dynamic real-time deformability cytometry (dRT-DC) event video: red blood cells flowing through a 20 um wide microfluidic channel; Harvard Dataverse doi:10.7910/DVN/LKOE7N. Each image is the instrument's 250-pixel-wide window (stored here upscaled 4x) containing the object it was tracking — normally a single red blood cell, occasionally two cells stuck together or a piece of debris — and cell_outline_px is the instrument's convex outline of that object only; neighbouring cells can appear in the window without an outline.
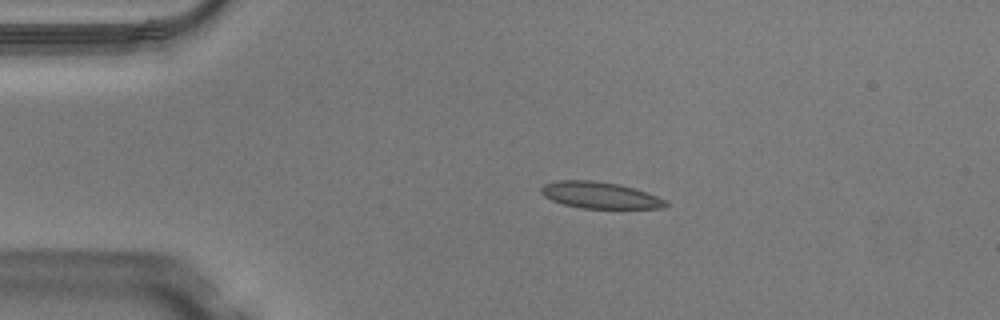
{"species": "Egyptian fruit bat (a non-hibernating species)", "species_latin": "Rousettus aegyptiacus", "temperature_condition": "warm", "stored_images_in_passage": 48, "camera_frame_rate_fps": 3000, "um_per_image_px": 0.085, "animal": {"sex": "male"}, "frame": {"image": 1, "passage_image": 9, "time_ms": 2.667, "image_size_px": [1000, 320], "cell_outline_px": [[668, 204], [664, 208], [580, 208], [564, 204], [552, 200], [544, 196], [540, 192], [540, 188], [544, 184], [556, 180], [592, 180], [620, 184], [668, 200]], "centroid_in_image_um": [50.97, 16.59], "position_along_channel_um": 34.0, "area_um2": 19.19}}
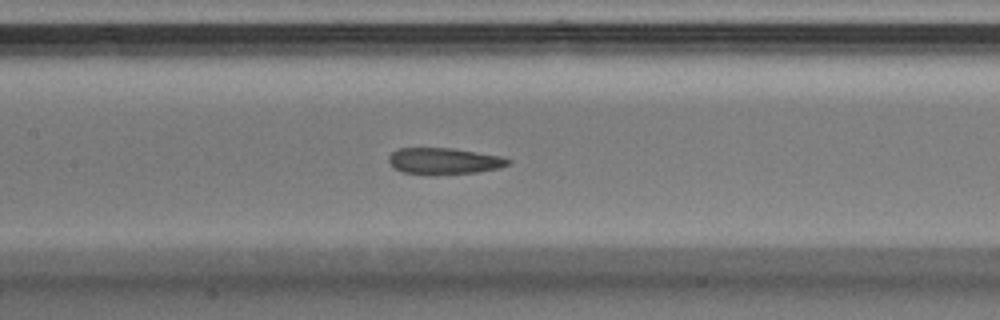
{"frame": {"image": 2, "passage_image": 22, "time_ms": 7.0, "image_size_px": [1000, 320], "cell_outline_px": [[512, 160], [508, 164], [500, 168], [476, 172], [436, 176], [428, 176], [404, 172], [396, 168], [388, 160], [388, 156], [396, 148], [452, 148], [504, 156]], "centroid_in_image_um": [37.76, 13.7], "position_along_channel_um": 169.6, "area_um2": 18.79}}
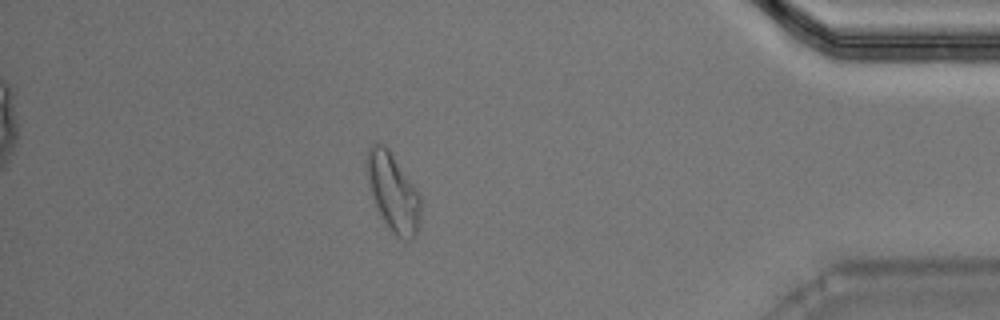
{"frame": {"image": 3, "passage_image": 42, "time_ms": 13.667, "image_size_px": [1000, 320], "cell_outline_px": [[420, 208], [416, 232], [412, 240], [404, 240], [396, 236], [392, 232], [384, 220], [376, 204], [368, 184], [364, 164], [364, 160], [368, 148], [372, 144], [384, 144], [388, 148], [420, 196]], "centroid_in_image_um": [33.36, 16.3], "position_along_channel_um": 401.8, "area_um2": 23.99}, "authors_computed_cell_mechanics": {"area_um2": 19.4786, "velocity_mm_per_s": 4.09, "shape_relaxation_time_tau1_ms": null, "shape_relaxation_time_tau2_ms": 3.0892, "deformation_change_tau1": null, "deformation_change_tau2": 0.1169}}